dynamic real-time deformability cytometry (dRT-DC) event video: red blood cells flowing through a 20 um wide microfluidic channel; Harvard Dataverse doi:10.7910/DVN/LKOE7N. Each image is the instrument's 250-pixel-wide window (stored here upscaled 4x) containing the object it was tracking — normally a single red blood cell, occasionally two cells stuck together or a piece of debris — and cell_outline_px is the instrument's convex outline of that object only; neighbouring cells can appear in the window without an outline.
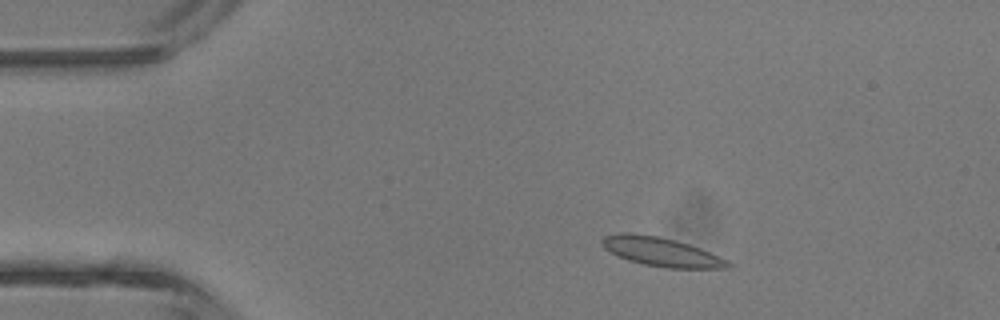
{"species": "common noctule bat (a hibernating species)", "species_latin": "Nyctalus noctula", "temperature_condition": "room temperature", "stored_images_in_passage": 4, "camera_frame_rate_fps": 3000, "um_per_image_px": 0.085, "animal": {"sex": "male", "body_mass_g": 13.3}, "frame": {"image": 1, "passage_image": 2, "time_ms": 1.0, "image_size_px": [1000, 320], "cell_outline_px": [[732, 268], [664, 268], [644, 264], [628, 260], [616, 256], [604, 248], [600, 244], [600, 240], [604, 236], [620, 232], [628, 232], [656, 236], [676, 240], [700, 248], [728, 260], [732, 264]], "centroid_in_image_um": [56.18, 21.4], "position_along_channel_um": 28.8, "area_um2": 21.39}}
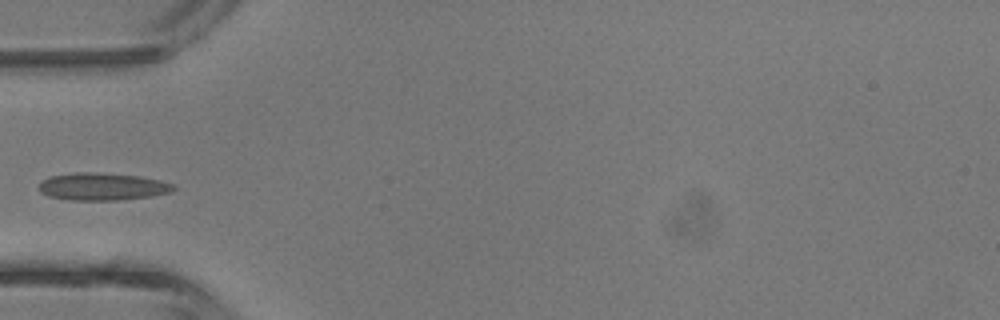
{"frame": {"image": 2, "passage_image": 4, "time_ms": 3.333, "image_size_px": [1000, 320], "cell_outline_px": [[176, 188], [172, 192], [152, 196], [120, 200], [68, 200], [48, 196], [40, 192], [40, 184], [48, 176], [72, 172], [96, 172], [140, 176], [160, 180], [172, 184]], "centroid_in_image_um": [8.7, 15.86], "position_along_channel_um": 76.3, "area_um2": 21.68}}